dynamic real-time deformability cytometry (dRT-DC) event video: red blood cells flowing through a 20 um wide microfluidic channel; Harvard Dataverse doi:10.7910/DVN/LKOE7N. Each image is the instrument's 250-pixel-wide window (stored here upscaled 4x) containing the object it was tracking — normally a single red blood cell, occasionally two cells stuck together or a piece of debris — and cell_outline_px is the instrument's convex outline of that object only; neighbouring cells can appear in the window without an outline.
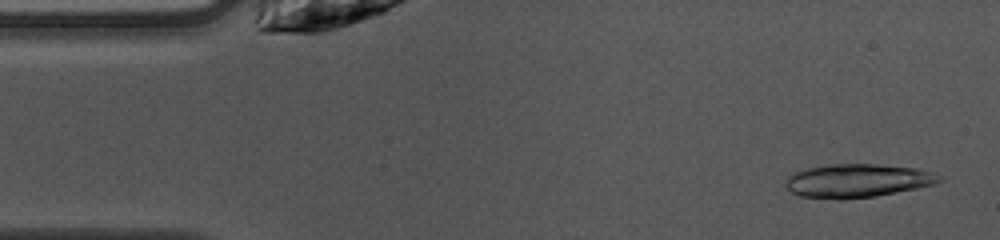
{"species": "common noctule bat (a hibernating species)", "species_latin": "Nyctalus noctula", "temperature_condition": "warm", "stored_images_in_passage": 8, "camera_frame_rate_fps": 3000, "um_per_image_px": 0.085, "animal": {"sex": "female", "body_mass_g": 10.0, "forearm_length_mm": 53.1}, "frame": {"image": 1, "passage_image": 2, "time_ms": 0.333, "image_size_px": [1000, 240], "cell_outline_px": [[944, 180], [936, 184], [876, 196], [844, 200], [840, 200], [800, 196], [792, 192], [784, 184], [788, 176], [792, 172], [808, 168], [828, 164], [876, 164], [920, 168], [932, 172], [940, 176]], "centroid_in_image_um": [72.89, 15.36], "position_along_channel_um": 12.1, "area_um2": 30.29}}